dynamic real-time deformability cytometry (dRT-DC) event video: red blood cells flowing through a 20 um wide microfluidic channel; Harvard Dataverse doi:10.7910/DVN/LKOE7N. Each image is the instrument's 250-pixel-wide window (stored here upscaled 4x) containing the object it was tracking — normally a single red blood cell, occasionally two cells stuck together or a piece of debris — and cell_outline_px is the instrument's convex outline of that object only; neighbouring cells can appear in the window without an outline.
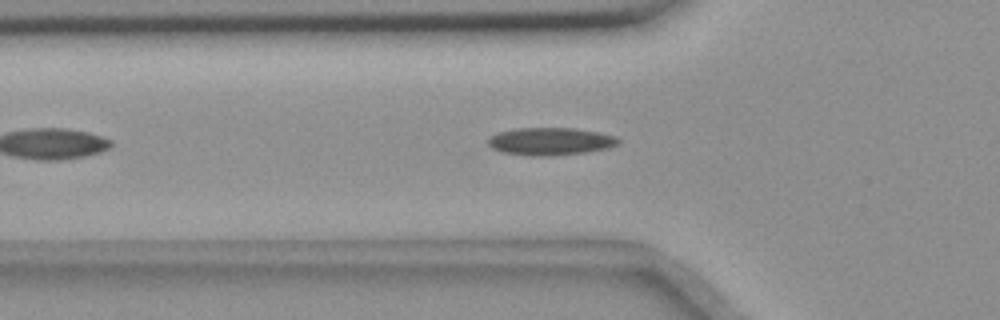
{"species": "common noctule bat (a hibernating species)", "species_latin": "Nyctalus noctula", "temperature_condition": "room temperature", "stored_images_in_passage": 42, "camera_frame_rate_fps": 3000, "um_per_image_px": 0.085, "animal": {"sex": "female", "body_mass_g": 18.4}, "frame": {"image": 1, "passage_image": 8, "time_ms": 2.333, "image_size_px": [1000, 320], "cell_outline_px": [[620, 144], [608, 148], [584, 152], [548, 156], [532, 156], [504, 152], [492, 148], [488, 144], [488, 136], [500, 132], [520, 128], [576, 128], [616, 136], [620, 140]], "centroid_in_image_um": [46.8, 12.01], "position_along_channel_um": 79.0, "area_um2": 20.81}}
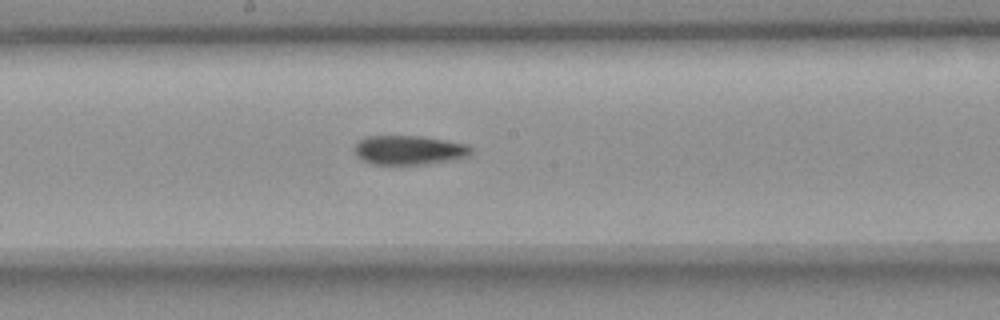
{"frame": {"image": 2, "passage_image": 19, "time_ms": 6.0, "image_size_px": [1000, 320], "cell_outline_px": [[472, 152], [468, 156], [456, 160], [428, 164], [372, 164], [360, 160], [356, 156], [356, 144], [360, 140], [368, 136], [420, 136], [468, 144], [472, 148]], "centroid_in_image_um": [34.81, 12.77], "position_along_channel_um": 213.4, "area_um2": 19.94}}
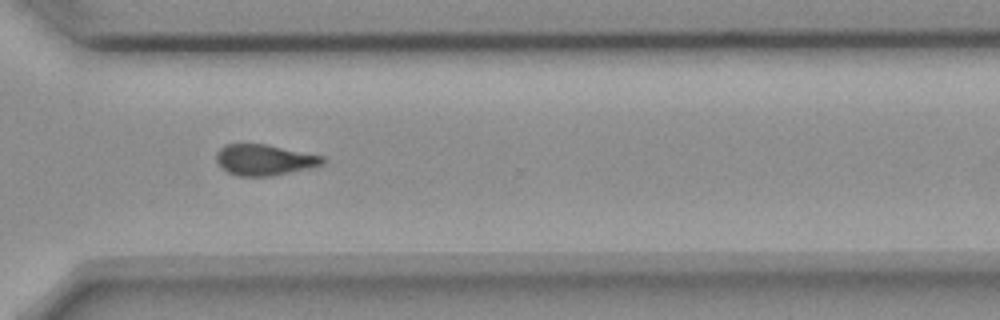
{"frame": {"image": 3, "passage_image": 30, "time_ms": 9.667, "image_size_px": [1000, 320], "cell_outline_px": [[328, 160], [324, 164], [312, 168], [272, 176], [236, 176], [228, 172], [216, 160], [216, 152], [224, 144], [264, 144], [324, 156]], "centroid_in_image_um": [22.52, 13.59], "position_along_channel_um": 348.1, "area_um2": 19.25}}